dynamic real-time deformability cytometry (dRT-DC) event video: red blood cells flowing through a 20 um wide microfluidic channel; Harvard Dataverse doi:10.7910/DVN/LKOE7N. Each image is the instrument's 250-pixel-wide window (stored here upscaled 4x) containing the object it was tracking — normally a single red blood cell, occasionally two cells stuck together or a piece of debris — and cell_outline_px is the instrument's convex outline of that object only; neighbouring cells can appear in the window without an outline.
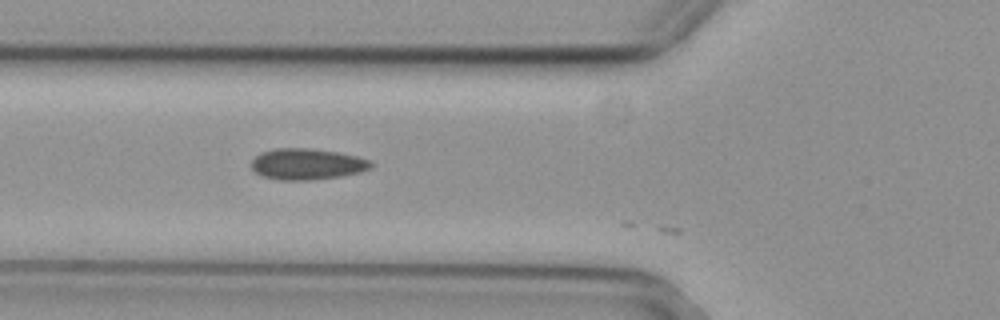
{"species": "common noctule bat (a hibernating species)", "species_latin": "Nyctalus noctula", "temperature_condition": "cold", "stored_images_in_passage": 7, "camera_frame_rate_fps": 3000, "um_per_image_px": 0.085, "animal": {"sex": "female", "body_mass_g": 29.2, "forearm_length_mm": 56.3}, "frame": {"image": 1, "passage_image": 3, "time_ms": 0.667, "image_size_px": [1000, 320], "cell_outline_px": [[372, 168], [360, 172], [340, 176], [312, 180], [280, 180], [264, 176], [256, 172], [252, 168], [252, 160], [260, 152], [276, 148], [312, 148], [336, 152], [356, 156], [368, 160], [372, 164]], "centroid_in_image_um": [26.09, 13.94], "position_along_channel_um": 99.7, "area_um2": 21.56}}
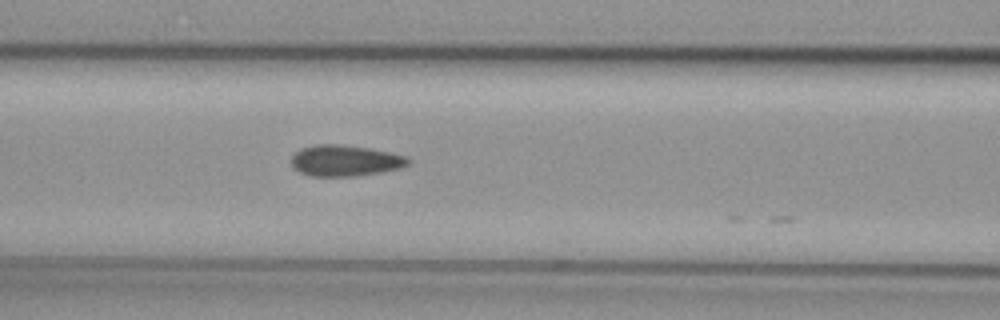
{"frame": {"image": 2, "passage_image": 6, "time_ms": 1.667, "image_size_px": [1000, 320], "cell_outline_px": [[412, 164], [400, 168], [380, 172], [356, 176], [312, 176], [300, 172], [292, 168], [292, 156], [300, 148], [312, 144], [340, 144], [372, 148], [392, 152], [408, 156], [412, 160]], "centroid_in_image_um": [29.38, 13.64], "position_along_channel_um": 137.2, "area_um2": 21.62}}